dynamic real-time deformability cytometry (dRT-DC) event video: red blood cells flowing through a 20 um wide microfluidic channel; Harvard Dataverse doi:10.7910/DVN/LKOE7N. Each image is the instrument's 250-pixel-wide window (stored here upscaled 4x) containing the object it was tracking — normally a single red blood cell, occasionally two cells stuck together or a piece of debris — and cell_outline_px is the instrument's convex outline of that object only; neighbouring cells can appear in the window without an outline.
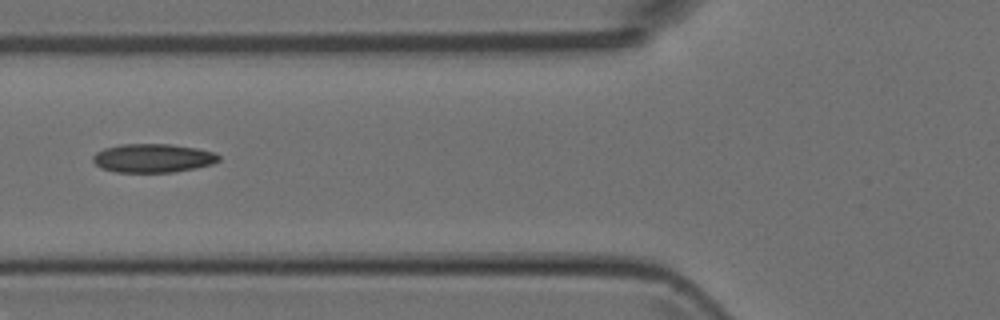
{"species": "Egyptian fruit bat (a non-hibernating species)", "species_latin": "Rousettus aegyptiacus", "temperature_condition": "room temperature", "stored_images_in_passage": 6, "camera_frame_rate_fps": 3000, "um_per_image_px": 0.085, "animal": {"sex": "female"}, "frame": {"image": 1, "passage_image": 6, "time_ms": 5.667, "image_size_px": [1000, 320], "cell_outline_px": [[220, 160], [212, 164], [196, 168], [172, 172], [116, 172], [100, 168], [92, 160], [92, 156], [96, 152], [104, 148], [120, 144], [168, 144], [196, 148], [216, 152], [220, 156]], "centroid_in_image_um": [12.99, 13.44], "position_along_channel_um": 112.8, "area_um2": 21.15}}